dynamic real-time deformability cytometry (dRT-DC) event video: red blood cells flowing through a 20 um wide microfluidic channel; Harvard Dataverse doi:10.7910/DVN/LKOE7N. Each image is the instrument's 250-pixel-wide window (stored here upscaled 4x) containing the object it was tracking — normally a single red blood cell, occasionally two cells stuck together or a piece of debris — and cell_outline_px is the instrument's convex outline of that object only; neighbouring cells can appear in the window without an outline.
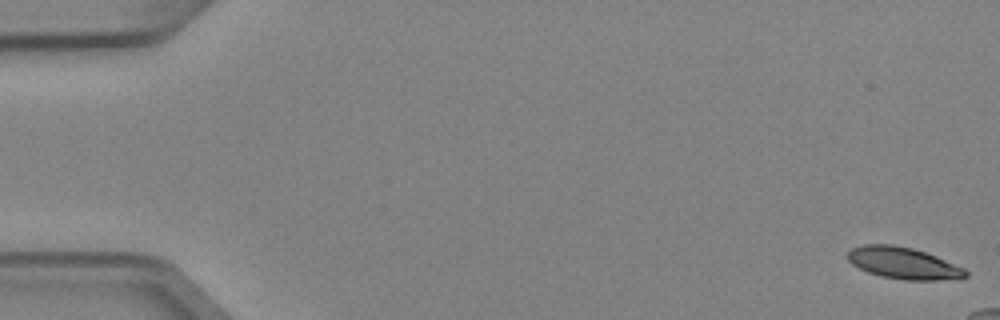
{"species": "Egyptian fruit bat (a non-hibernating species)", "species_latin": "Rousettus aegyptiacus", "temperature_condition": "cold", "stored_images_in_passage": 4, "camera_frame_rate_fps": 3000, "um_per_image_px": 0.085, "animal": {"sex": "female"}, "frame": {"image": 1, "passage_image": 1, "time_ms": 0.0, "image_size_px": [1000, 320], "cell_outline_px": [[968, 276], [936, 280], [904, 280], [880, 276], [868, 272], [852, 264], [848, 260], [848, 252], [852, 248], [864, 244], [892, 244], [912, 248], [936, 256], [964, 268], [968, 272]], "centroid_in_image_um": [76.76, 22.36], "position_along_channel_um": 8.2, "area_um2": 21.56}}